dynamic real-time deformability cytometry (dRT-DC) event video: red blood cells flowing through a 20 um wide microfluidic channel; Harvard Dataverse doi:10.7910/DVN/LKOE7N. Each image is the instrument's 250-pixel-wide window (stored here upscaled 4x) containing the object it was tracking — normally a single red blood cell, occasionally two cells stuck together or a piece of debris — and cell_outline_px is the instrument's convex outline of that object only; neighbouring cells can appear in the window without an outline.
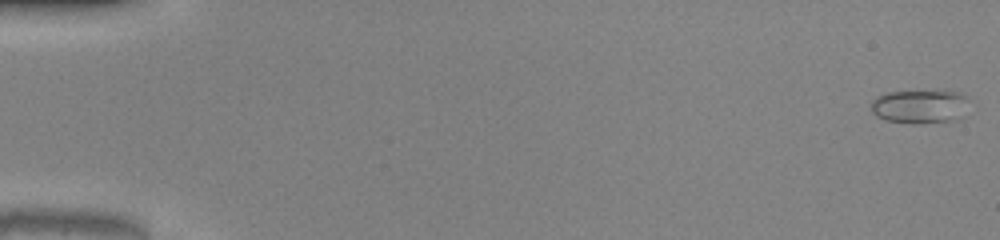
{"species": "common noctule bat (a hibernating species)", "species_latin": "Nyctalus noctula", "temperature_condition": "warm", "stored_images_in_passage": 51, "camera_frame_rate_fps": 3000, "um_per_image_px": 0.085, "animal": {"sex": "male", "body_mass_g": 20.0, "forearm_length_mm": 53.3}, "frame": {"image": 1, "passage_image": 1, "time_ms": 0.0, "image_size_px": [1000, 240], "cell_outline_px": [[968, 100], [964, 116], [956, 120], [920, 124], [912, 124], [884, 120], [876, 116], [872, 112], [872, 100], [876, 96], [888, 92], [960, 92], [968, 96]], "centroid_in_image_um": [78.2, 9.08], "position_along_channel_um": 6.8, "area_um2": 19.36}}
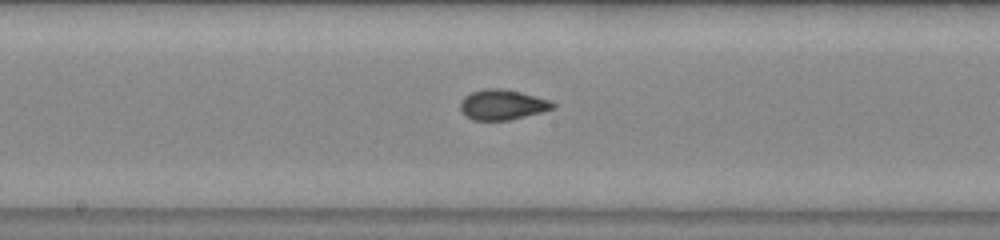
{"frame": {"image": 2, "passage_image": 28, "time_ms": 9.0, "image_size_px": [1000, 240], "cell_outline_px": [[556, 108], [508, 120], [472, 120], [460, 108], [460, 104], [464, 96], [472, 92], [488, 88], [500, 88], [520, 92], [548, 100], [556, 104]], "centroid_in_image_um": [42.7, 8.9], "position_along_channel_um": 205.5, "area_um2": 15.95}}
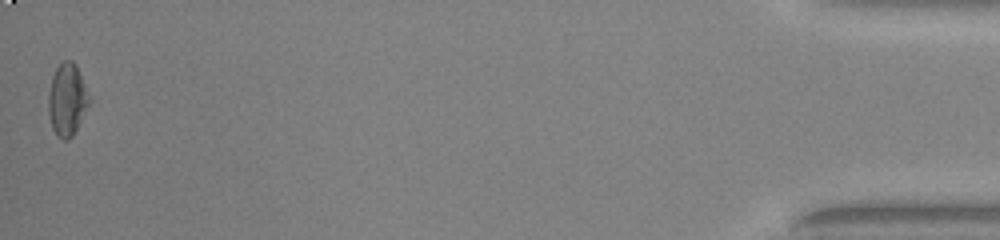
{"frame": {"image": 3, "passage_image": 51, "time_ms": 16.667, "image_size_px": [1000, 240], "cell_outline_px": [[92, 100], [72, 136], [68, 140], [60, 140], [56, 136], [52, 128], [48, 112], [48, 92], [52, 76], [56, 68], [64, 60], [72, 60], [76, 64]], "centroid_in_image_um": [5.71, 8.48], "position_along_channel_um": 429.5, "area_um2": 17.46}}